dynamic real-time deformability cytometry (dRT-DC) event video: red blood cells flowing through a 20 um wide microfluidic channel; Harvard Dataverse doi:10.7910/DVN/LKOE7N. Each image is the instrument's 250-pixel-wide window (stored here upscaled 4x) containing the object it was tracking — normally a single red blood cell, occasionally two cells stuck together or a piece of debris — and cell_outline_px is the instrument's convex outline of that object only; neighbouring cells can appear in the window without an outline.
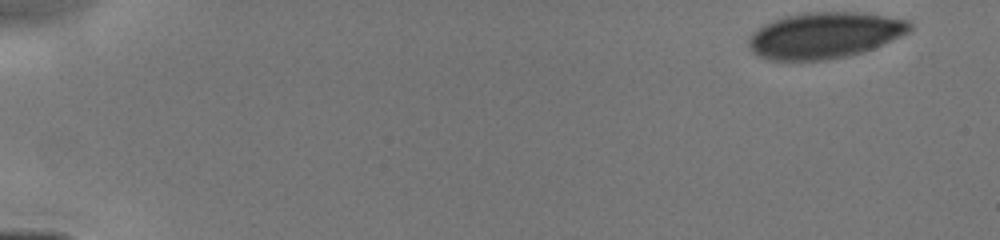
{"species": "human", "species_latin": "Homo sapiens", "temperature_condition": "cold", "stored_images_in_passage": 41, "camera_frame_rate_fps": 3000, "um_per_image_px": 0.085, "donor": {"sex": "male"}, "frame": {"image": 1, "passage_image": 1, "time_ms": 0.0, "image_size_px": [1000, 240], "cell_outline_px": [[912, 28], [908, 32], [872, 48], [860, 52], [844, 56], [824, 60], [772, 60], [760, 56], [752, 52], [748, 48], [748, 40], [752, 32], [764, 24], [784, 16], [804, 12], [864, 12], [908, 20], [912, 24]], "centroid_in_image_um": [70.05, 2.98], "position_along_channel_um": 14.9, "area_um2": 43.06}}
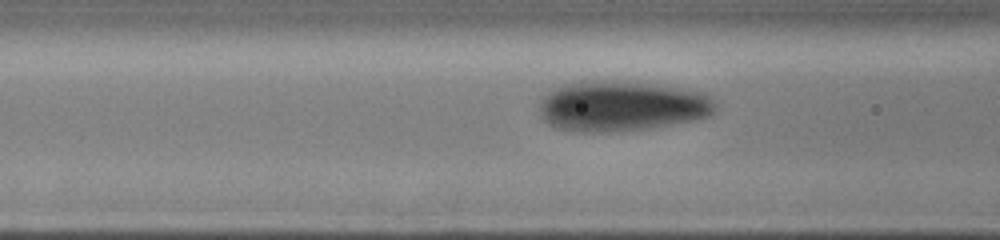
{"frame": {"image": 2, "passage_image": 17, "time_ms": 5.667, "image_size_px": [1000, 240], "cell_outline_px": [[716, 112], [708, 116], [692, 120], [648, 128], [620, 132], [572, 132], [556, 128], [548, 124], [540, 116], [540, 100], [552, 88], [564, 84], [580, 80], [628, 80], [684, 88], [700, 92], [712, 96], [716, 104]], "centroid_in_image_um": [52.81, 9.0], "position_along_channel_um": 113.8, "area_um2": 52.71}}
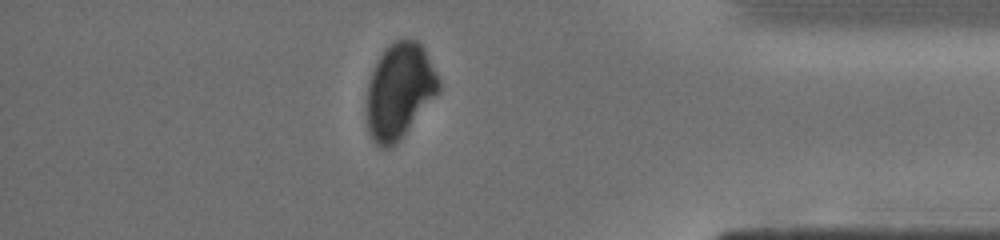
{"frame": {"image": 3, "passage_image": 36, "time_ms": 12.667, "image_size_px": [1000, 240], "cell_outline_px": [[440, 88], [396, 144], [388, 148], [380, 148], [372, 140], [368, 132], [368, 84], [372, 72], [380, 56], [388, 44], [396, 40], [416, 40], [424, 48], [440, 80]], "centroid_in_image_um": [33.94, 7.72], "position_along_channel_um": 401.3, "area_um2": 39.13}}